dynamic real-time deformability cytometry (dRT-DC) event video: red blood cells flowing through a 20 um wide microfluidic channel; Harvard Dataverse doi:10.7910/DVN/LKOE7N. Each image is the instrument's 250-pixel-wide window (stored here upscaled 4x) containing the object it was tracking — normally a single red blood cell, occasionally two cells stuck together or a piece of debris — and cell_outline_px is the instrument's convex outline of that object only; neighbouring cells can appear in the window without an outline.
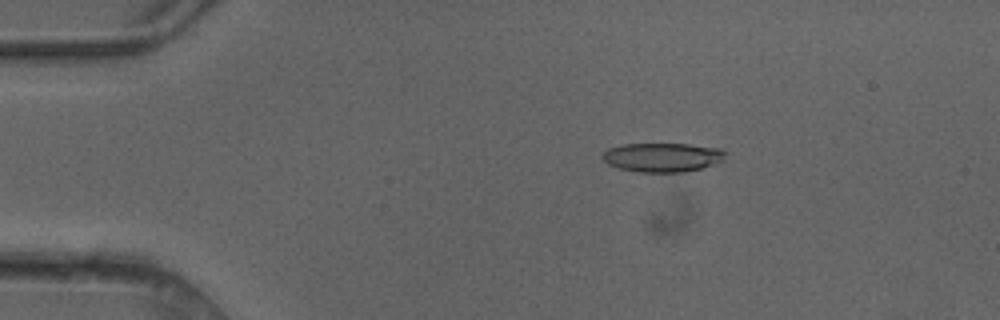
{"species": "common noctule bat (a hibernating species)", "species_latin": "Nyctalus noctula", "temperature_condition": "cold", "stored_images_in_passage": 4, "camera_frame_rate_fps": 3000, "um_per_image_px": 0.085, "animal": {"sex": "female"}, "frame": {"image": 1, "passage_image": 2, "time_ms": 0.333, "image_size_px": [1000, 320], "cell_outline_px": [[728, 152], [724, 160], [700, 168], [684, 172], [640, 172], [620, 168], [608, 164], [600, 156], [608, 148], [624, 144], [688, 144], [720, 148]], "centroid_in_image_um": [56.32, 13.36], "position_along_channel_um": 28.7, "area_um2": 20.81}}
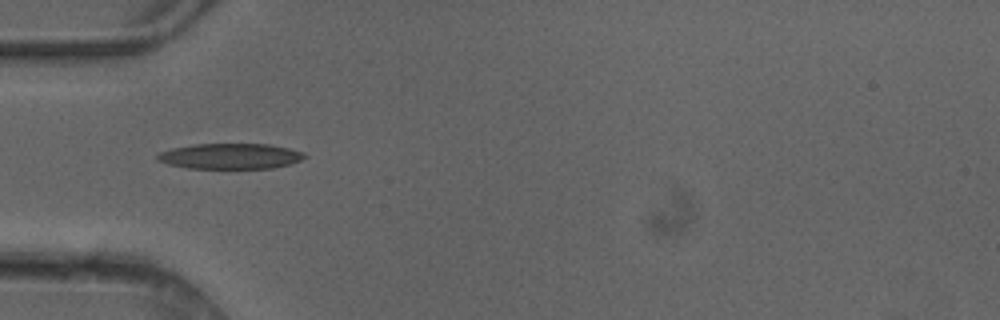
{"frame": {"image": 2, "passage_image": 4, "time_ms": 1.0, "image_size_px": [1000, 320], "cell_outline_px": [[308, 156], [300, 160], [288, 164], [272, 168], [188, 168], [168, 164], [156, 160], [156, 156], [160, 152], [172, 148], [196, 144], [268, 144], [288, 148], [304, 152]], "centroid_in_image_um": [19.57, 13.27], "position_along_channel_um": 65.4, "area_um2": 21.79}}